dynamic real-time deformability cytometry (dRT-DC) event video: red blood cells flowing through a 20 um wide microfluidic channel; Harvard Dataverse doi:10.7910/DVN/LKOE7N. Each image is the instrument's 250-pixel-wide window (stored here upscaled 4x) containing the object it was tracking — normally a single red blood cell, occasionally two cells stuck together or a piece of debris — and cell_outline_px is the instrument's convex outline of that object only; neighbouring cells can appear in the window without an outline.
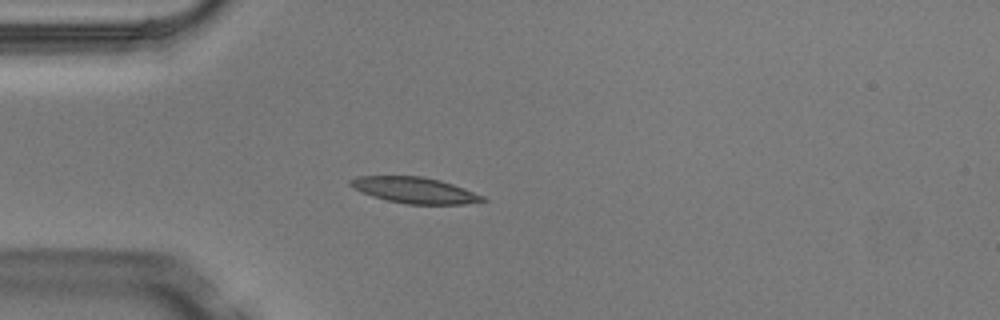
{"species": "Egyptian fruit bat (a non-hibernating species)", "species_latin": "Rousettus aegyptiacus", "temperature_condition": "warm", "stored_images_in_passage": 3, "camera_frame_rate_fps": 3000, "um_per_image_px": 0.085, "animal": {"sex": "male"}, "frame": {"image": 1, "passage_image": 3, "time_ms": 0.667, "image_size_px": [1000, 320], "cell_outline_px": [[488, 200], [464, 204], [408, 204], [388, 200], [372, 196], [352, 188], [348, 184], [348, 180], [356, 176], [420, 176], [440, 180], [464, 188], [484, 196]], "centroid_in_image_um": [35.21, 16.16], "position_along_channel_um": 49.8, "area_um2": 20.0}}